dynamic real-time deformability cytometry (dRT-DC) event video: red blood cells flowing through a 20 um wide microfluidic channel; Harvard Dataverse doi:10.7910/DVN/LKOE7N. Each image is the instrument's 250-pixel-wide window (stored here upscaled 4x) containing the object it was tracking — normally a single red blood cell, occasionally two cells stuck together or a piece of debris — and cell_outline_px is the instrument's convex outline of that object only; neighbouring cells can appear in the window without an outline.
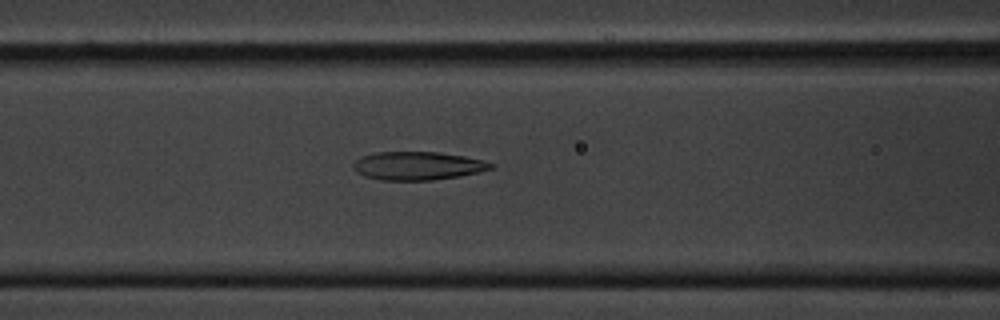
{"species": "common noctule bat (a hibernating species)", "species_latin": "Nyctalus noctula", "temperature_condition": "cold", "stored_images_in_passage": 59, "camera_frame_rate_fps": 3000, "um_per_image_px": 0.085, "animal": {"sex": "male", "body_mass_g": 20.1, "forearm_length_mm": 53.5}, "frame": {"image": 1, "passage_image": 24, "time_ms": 7.667, "image_size_px": [1000, 320], "cell_outline_px": [[496, 168], [460, 176], [432, 180], [380, 180], [364, 176], [356, 172], [352, 168], [352, 164], [356, 160], [364, 156], [376, 152], [436, 152], [464, 156], [484, 160], [496, 164]], "centroid_in_image_um": [35.53, 14.1], "position_along_channel_um": 131.1, "area_um2": 22.83}}
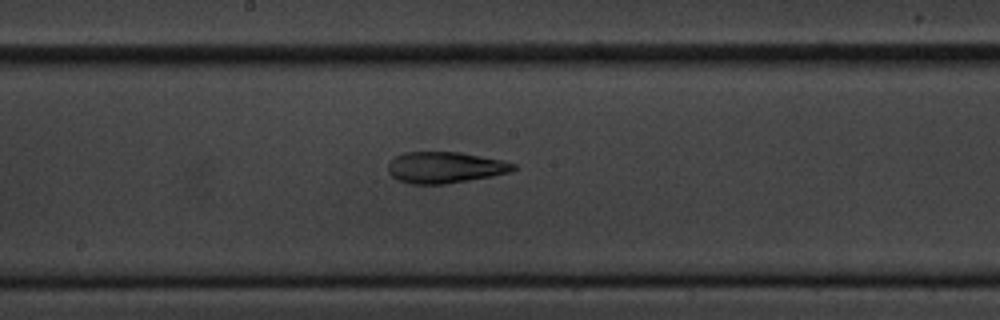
{"frame": {"image": 2, "passage_image": 31, "time_ms": 10.0, "image_size_px": [1000, 320], "cell_outline_px": [[516, 168], [512, 172], [492, 176], [444, 184], [412, 184], [396, 180], [388, 172], [388, 164], [396, 156], [404, 152], [460, 152], [500, 160], [516, 164]], "centroid_in_image_um": [37.81, 14.24], "position_along_channel_um": 210.4, "area_um2": 22.77}}
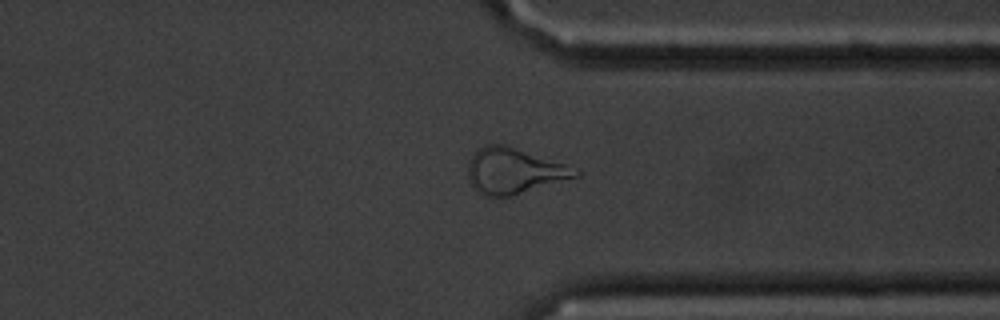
{"frame": {"image": 3, "passage_image": 45, "time_ms": 14.667, "image_size_px": [1000, 320], "cell_outline_px": [[580, 176], [512, 196], [484, 196], [476, 192], [468, 176], [468, 160], [476, 148], [484, 144], [504, 144], [580, 168]], "centroid_in_image_um": [43.7, 14.51], "position_along_channel_um": 367.7, "area_um2": 29.07}, "authors_computed_cell_mechanics": {"area_um2": 23.8714, "velocity_mm_per_s": 3.4011, "shape_relaxation_time_tau1_ms": 9.3738, "shape_relaxation_time_tau2_ms": 5.9968, "deformation_change_tau1": 0.2284, "deformation_change_tau2": 0.1673}}